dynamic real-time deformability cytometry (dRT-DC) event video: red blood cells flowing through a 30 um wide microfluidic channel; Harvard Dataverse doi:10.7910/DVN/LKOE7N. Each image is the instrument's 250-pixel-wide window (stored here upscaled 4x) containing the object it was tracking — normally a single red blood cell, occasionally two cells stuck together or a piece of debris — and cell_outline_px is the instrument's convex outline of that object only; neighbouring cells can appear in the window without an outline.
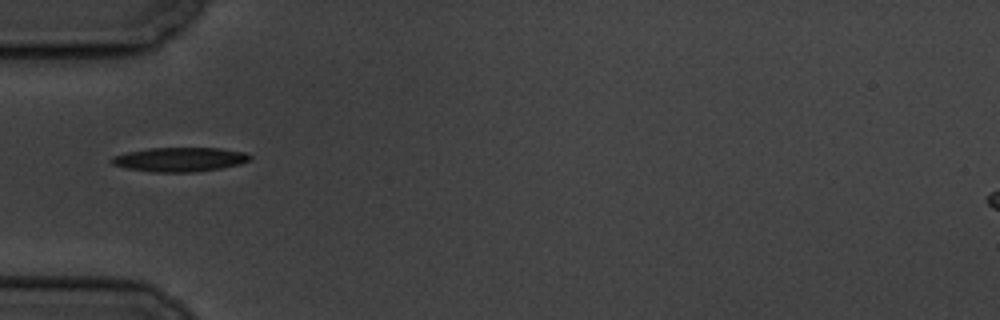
{"species": "common noctule bat (a hibernating species)", "species_latin": "Nyctalus noctula", "temperature_condition": "cold", "stored_images_in_passage": 3, "camera_frame_rate_fps": 3000, "um_per_image_px": 0.085, "animal": {"sex": "male", "body_mass_g": 19.5, "forearm_length_mm": 54.6}, "frame": {"image": 1, "passage_image": 1, "time_ms": 0.0, "image_size_px": [1000, 320], "cell_outline_px": [[252, 156], [248, 160], [240, 164], [220, 168], [196, 172], [156, 172], [124, 168], [112, 164], [108, 160], [112, 156], [128, 152], [148, 148], [220, 148], [244, 152]], "centroid_in_image_um": [15.24, 13.55], "position_along_channel_um": 69.8, "area_um2": 19.54}}
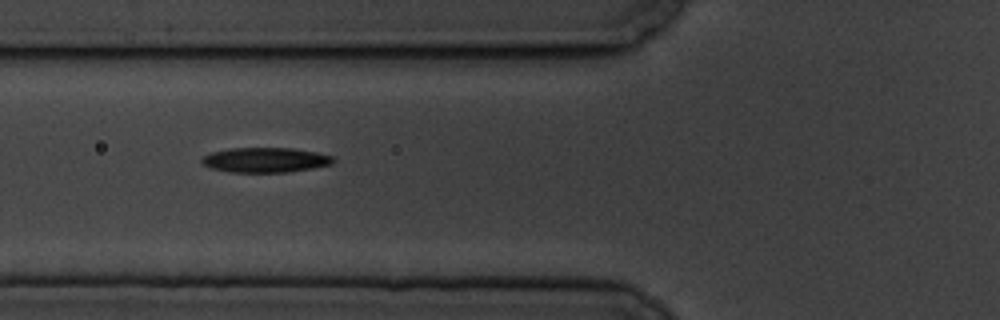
{"frame": {"image": 2, "passage_image": 2, "time_ms": 1.0, "image_size_px": [1000, 320], "cell_outline_px": [[336, 160], [332, 164], [312, 168], [288, 172], [232, 172], [212, 168], [200, 164], [200, 160], [204, 156], [212, 152], [232, 148], [292, 148], [316, 152], [332, 156]], "centroid_in_image_um": [22.55, 13.6], "position_along_channel_um": 103.2, "area_um2": 19.02}}
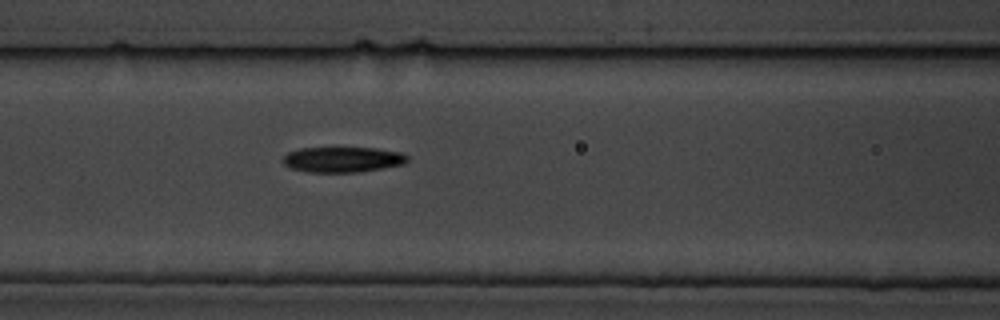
{"frame": {"image": 3, "passage_image": 3, "time_ms": 2.0, "image_size_px": [1000, 320], "cell_outline_px": [[408, 160], [404, 164], [360, 172], [308, 172], [288, 168], [280, 160], [288, 152], [300, 148], [376, 148], [400, 152], [408, 156]], "centroid_in_image_um": [29.09, 13.56], "position_along_channel_um": 137.5, "area_um2": 18.55}}